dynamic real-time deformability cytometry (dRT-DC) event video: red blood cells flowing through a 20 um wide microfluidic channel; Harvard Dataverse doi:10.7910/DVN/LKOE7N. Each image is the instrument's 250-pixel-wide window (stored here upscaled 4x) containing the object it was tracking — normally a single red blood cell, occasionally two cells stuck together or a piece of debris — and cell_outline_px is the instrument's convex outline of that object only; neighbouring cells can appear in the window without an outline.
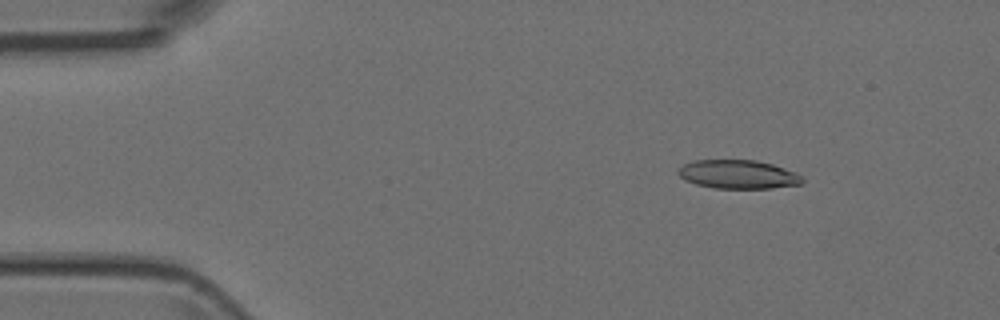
{"species": "Egyptian fruit bat (a non-hibernating species)", "species_latin": "Rousettus aegyptiacus", "temperature_condition": "room temperature", "stored_images_in_passage": 47, "camera_frame_rate_fps": 3000, "um_per_image_px": 0.085, "animal": {"sex": "female"}, "frame": {"image": 1, "passage_image": 3, "time_ms": 0.667, "image_size_px": [1000, 320], "cell_outline_px": [[804, 180], [800, 184], [772, 188], [716, 188], [696, 184], [684, 180], [676, 172], [684, 164], [692, 160], [756, 160], [772, 164], [796, 172]], "centroid_in_image_um": [62.72, 14.81], "position_along_channel_um": 22.3, "area_um2": 20.69}}
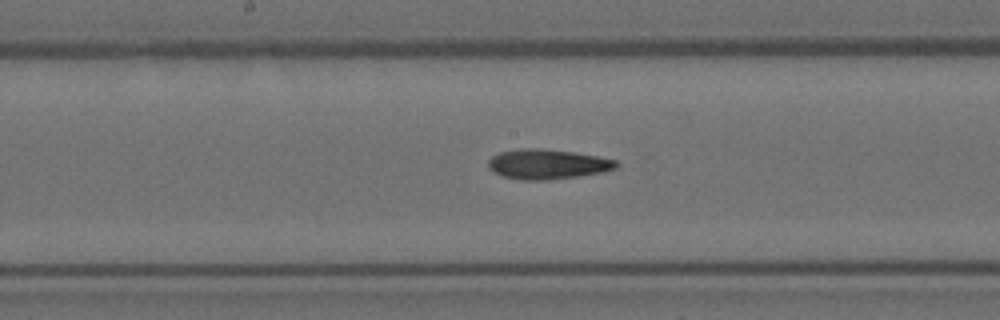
{"frame": {"image": 2, "passage_image": 22, "time_ms": 7.0, "image_size_px": [1000, 320], "cell_outline_px": [[620, 164], [616, 168], [604, 172], [580, 176], [548, 180], [524, 180], [504, 176], [488, 168], [488, 160], [492, 156], [500, 152], [520, 148], [536, 148], [572, 152], [596, 156], [616, 160]], "centroid_in_image_um": [46.55, 13.96], "position_along_channel_um": 201.6, "area_um2": 22.2}}
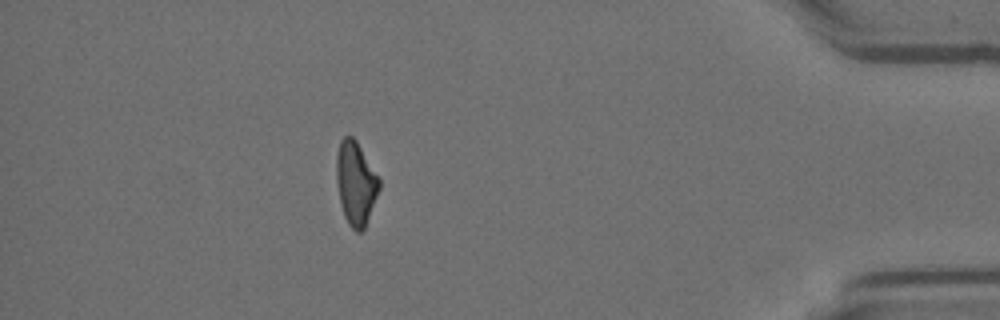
{"frame": {"image": 3, "passage_image": 41, "time_ms": 13.333, "image_size_px": [1000, 320], "cell_outline_px": [[380, 188], [364, 228], [360, 232], [356, 232], [348, 224], [344, 216], [340, 204], [336, 180], [336, 156], [340, 140], [344, 136], [352, 136], [356, 140], [380, 180]], "centroid_in_image_um": [30.21, 15.57], "position_along_channel_um": 405.0, "area_um2": 20.69}}